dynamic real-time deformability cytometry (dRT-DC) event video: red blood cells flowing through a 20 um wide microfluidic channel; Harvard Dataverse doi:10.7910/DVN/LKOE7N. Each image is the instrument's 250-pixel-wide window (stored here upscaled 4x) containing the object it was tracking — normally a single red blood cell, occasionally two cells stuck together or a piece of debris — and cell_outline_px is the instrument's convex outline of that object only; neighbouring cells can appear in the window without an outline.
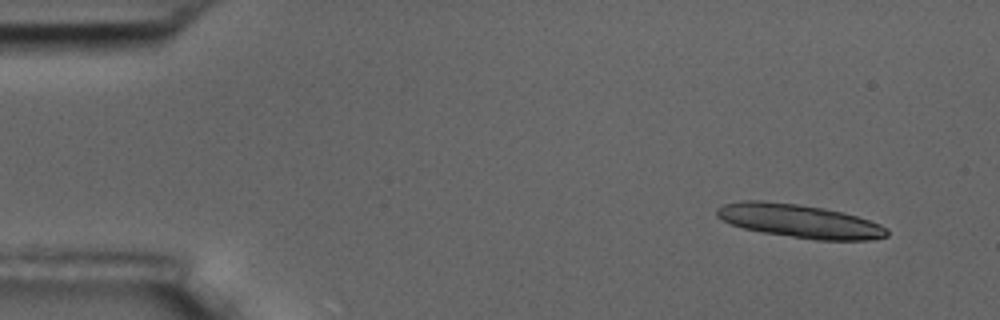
{"species": "common noctule bat (a hibernating species)", "species_latin": "Nyctalus noctula", "temperature_condition": "room temperature", "stored_images_in_passage": 5, "camera_frame_rate_fps": 3000, "um_per_image_px": 0.085, "animal": {"sex": "male", "body_mass_g": 17.5, "forearm_length_mm": 52.3}, "frame": {"image": 1, "passage_image": 1, "time_ms": 0.0, "image_size_px": [1000, 320], "cell_outline_px": [[888, 236], [872, 240], [816, 240], [764, 232], [744, 228], [732, 224], [716, 216], [716, 208], [724, 204], [740, 200], [760, 200], [796, 204], [824, 208], [856, 216], [880, 224], [888, 228]], "centroid_in_image_um": [67.96, 18.78], "position_along_channel_um": 17.0, "area_um2": 32.95}}
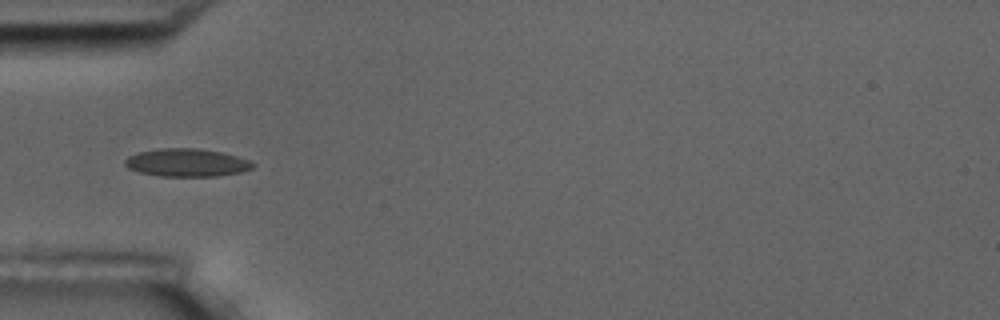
{"frame": {"image": 2, "passage_image": 5, "time_ms": 4.667, "image_size_px": [1000, 320], "cell_outline_px": [[256, 164], [252, 168], [240, 172], [216, 176], [160, 176], [140, 172], [128, 168], [124, 164], [124, 160], [128, 156], [140, 152], [160, 148], [196, 148], [220, 152], [236, 156], [248, 160]], "centroid_in_image_um": [15.85, 13.82], "position_along_channel_um": 69.1, "area_um2": 20.63}}